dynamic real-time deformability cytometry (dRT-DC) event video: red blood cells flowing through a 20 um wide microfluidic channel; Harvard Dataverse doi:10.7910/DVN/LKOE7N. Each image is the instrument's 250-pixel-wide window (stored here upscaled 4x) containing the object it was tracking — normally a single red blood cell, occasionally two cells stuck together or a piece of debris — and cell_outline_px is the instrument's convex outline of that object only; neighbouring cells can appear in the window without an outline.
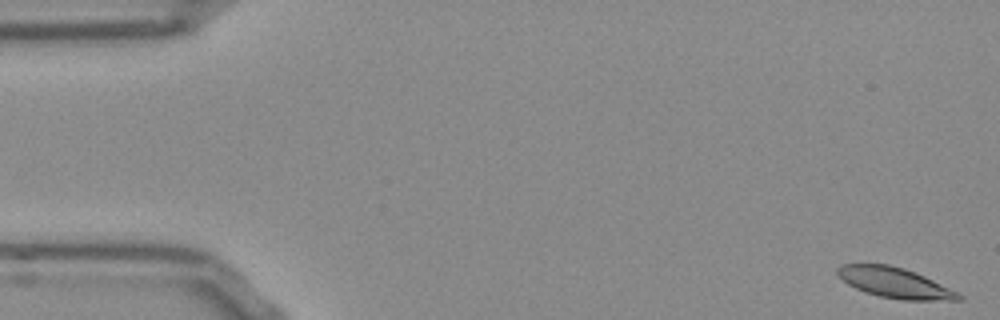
{"species": "Egyptian fruit bat (a non-hibernating species)", "species_latin": "Rousettus aegyptiacus", "temperature_condition": "room temperature", "stored_images_in_passage": 53, "camera_frame_rate_fps": 3000, "um_per_image_px": 0.085, "frame": {"image": 1, "passage_image": 1, "time_ms": 0.0, "image_size_px": [1000, 320], "cell_outline_px": [[964, 300], [900, 300], [880, 296], [864, 292], [848, 284], [836, 272], [836, 268], [840, 264], [888, 264], [904, 268], [924, 276], [960, 292], [964, 296]], "centroid_in_image_um": [76.1, 24.04], "position_along_channel_um": 8.9, "area_um2": 21.5}}
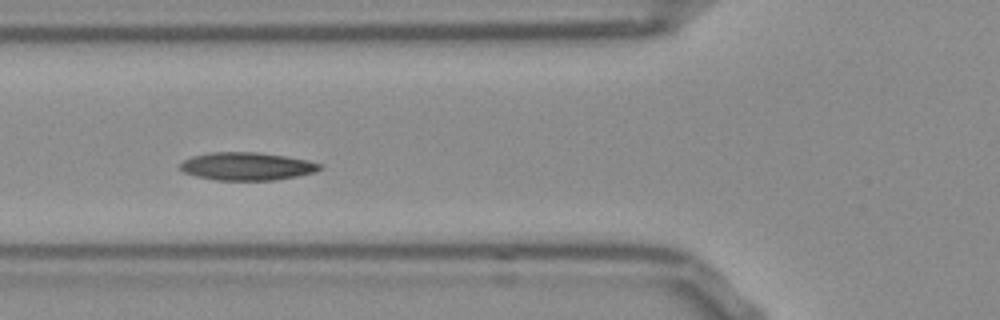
{"frame": {"image": 2, "passage_image": 19, "time_ms": 6.0, "image_size_px": [1000, 320], "cell_outline_px": [[324, 168], [316, 172], [296, 176], [272, 180], [216, 180], [196, 176], [184, 172], [180, 168], [180, 164], [184, 160], [192, 156], [212, 152], [256, 152], [284, 156], [308, 160], [324, 164]], "centroid_in_image_um": [21.03, 14.13], "position_along_channel_um": 104.8, "area_um2": 22.72}}
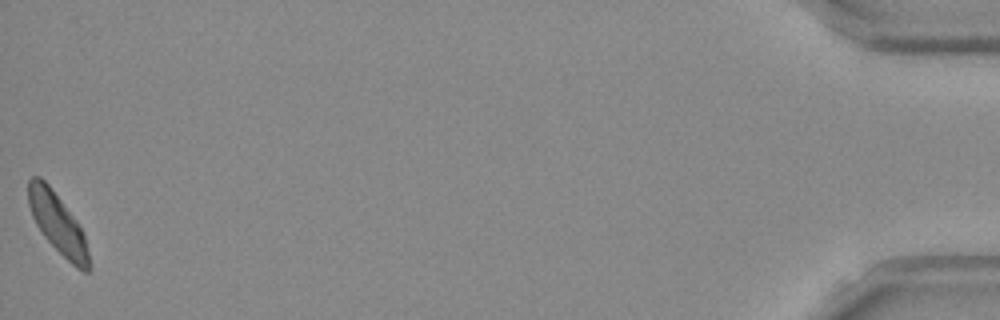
{"frame": {"image": 3, "passage_image": 53, "time_ms": 17.333, "image_size_px": [1000, 320], "cell_outline_px": [[92, 268], [88, 272], [84, 272], [76, 268], [44, 236], [36, 224], [32, 216], [28, 204], [28, 180], [32, 176], [40, 176], [48, 184], [76, 220], [84, 236]], "centroid_in_image_um": [4.9, 19.0], "position_along_channel_um": 430.3, "area_um2": 20.92}, "authors_computed_cell_mechanics": {"area_um2": 21.9062, "velocity_mm_per_s": 3.7804, "shape_relaxation_time_tau1_ms": 4.7864, "shape_relaxation_time_tau2_ms": 4.2376, "deformation_change_tau1": 0.1071, "deformation_change_tau2": 0.0947}}